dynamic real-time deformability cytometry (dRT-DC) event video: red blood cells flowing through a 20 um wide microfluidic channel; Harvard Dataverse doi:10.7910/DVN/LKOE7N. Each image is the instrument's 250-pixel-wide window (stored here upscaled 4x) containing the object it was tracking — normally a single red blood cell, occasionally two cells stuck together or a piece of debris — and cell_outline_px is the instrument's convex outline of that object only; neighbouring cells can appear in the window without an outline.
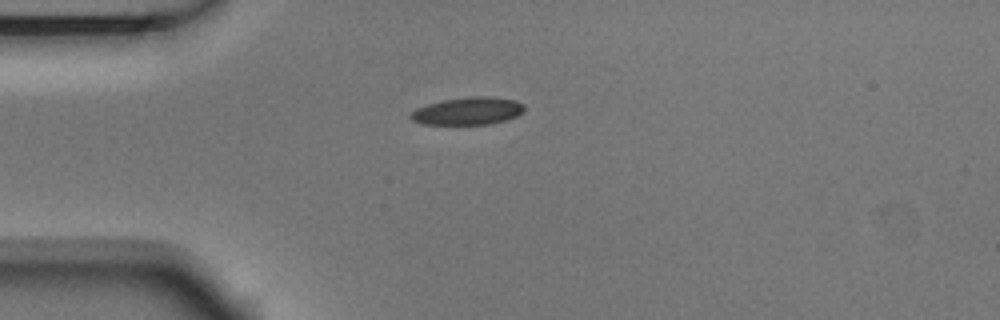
{"species": "Egyptian fruit bat (a non-hibernating species)", "species_latin": "Rousettus aegyptiacus", "temperature_condition": "room temperature", "stored_images_in_passage": 41, "camera_frame_rate_fps": 3000, "um_per_image_px": 0.085, "animal": {"sex": "male"}, "frame": {"image": 1, "passage_image": 1, "time_ms": 0.0, "image_size_px": [1000, 320], "cell_outline_px": [[524, 112], [516, 116], [504, 120], [488, 124], [420, 124], [412, 120], [408, 116], [416, 108], [428, 104], [444, 100], [472, 96], [488, 96], [516, 100], [524, 104]], "centroid_in_image_um": [39.77, 9.43], "position_along_channel_um": 45.2, "area_um2": 18.21}}
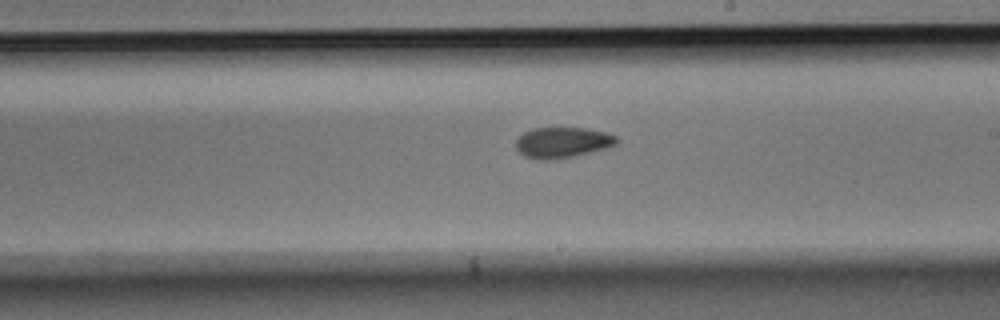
{"frame": {"image": 2, "passage_image": 18, "time_ms": 5.667, "image_size_px": [1000, 320], "cell_outline_px": [[620, 140], [616, 144], [604, 148], [576, 156], [552, 160], [540, 160], [524, 156], [516, 148], [516, 140], [524, 132], [532, 128], [584, 128], [604, 132], [616, 136]], "centroid_in_image_um": [47.79, 12.12], "position_along_channel_um": 241.2, "area_um2": 17.98}}
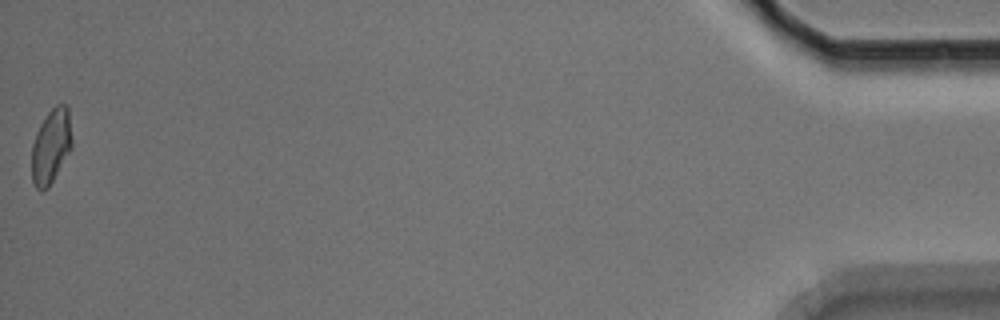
{"frame": {"image": 3, "passage_image": 41, "time_ms": 13.333, "image_size_px": [1000, 320], "cell_outline_px": [[72, 148], [48, 188], [40, 192], [36, 188], [32, 180], [32, 144], [36, 132], [40, 124], [48, 112], [56, 104], [68, 104], [72, 140]], "centroid_in_image_um": [4.34, 12.42], "position_along_channel_um": 430.9, "area_um2": 17.63}, "authors_computed_cell_mechanics": {"area_um2": 17.8602, "velocity_mm_per_s": 3.7427, "shape_relaxation_time_tau1_ms": 8.6936, "shape_relaxation_time_tau2_ms": 3.282, "deformation_change_tau1": 0.1634, "deformation_change_tau2": 0.0836}}